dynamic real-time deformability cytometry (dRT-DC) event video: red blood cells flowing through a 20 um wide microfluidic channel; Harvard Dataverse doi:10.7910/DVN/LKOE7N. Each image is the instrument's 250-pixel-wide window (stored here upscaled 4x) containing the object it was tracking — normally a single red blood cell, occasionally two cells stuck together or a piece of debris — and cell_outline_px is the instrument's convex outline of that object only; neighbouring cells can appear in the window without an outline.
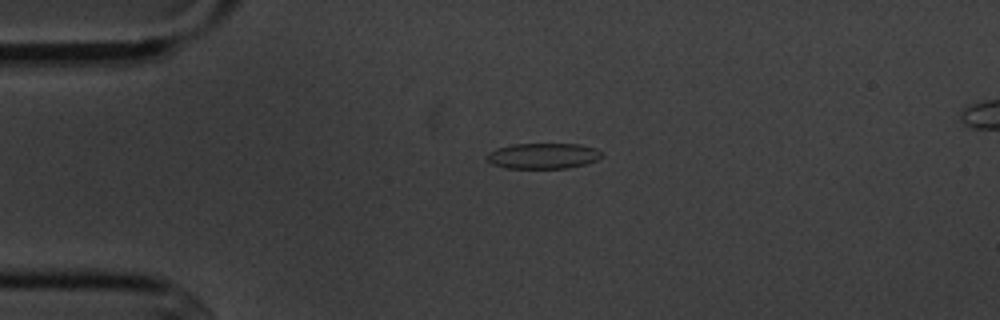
{"species": "common noctule bat (a hibernating species)", "species_latin": "Nyctalus noctula", "temperature_condition": "cold", "stored_images_in_passage": 2, "camera_frame_rate_fps": 3000, "um_per_image_px": 0.085, "animal": {"sex": "male", "body_mass_g": 20.1, "forearm_length_mm": 53.5}, "frame": {"image": 1, "passage_image": 1, "time_ms": 0.0, "image_size_px": [1000, 320], "cell_outline_px": [[604, 156], [596, 160], [584, 164], [564, 168], [508, 168], [492, 164], [484, 156], [488, 152], [496, 148], [512, 144], [580, 144], [596, 148]], "centroid_in_image_um": [46.13, 13.24], "position_along_channel_um": 38.9, "area_um2": 17.17}}